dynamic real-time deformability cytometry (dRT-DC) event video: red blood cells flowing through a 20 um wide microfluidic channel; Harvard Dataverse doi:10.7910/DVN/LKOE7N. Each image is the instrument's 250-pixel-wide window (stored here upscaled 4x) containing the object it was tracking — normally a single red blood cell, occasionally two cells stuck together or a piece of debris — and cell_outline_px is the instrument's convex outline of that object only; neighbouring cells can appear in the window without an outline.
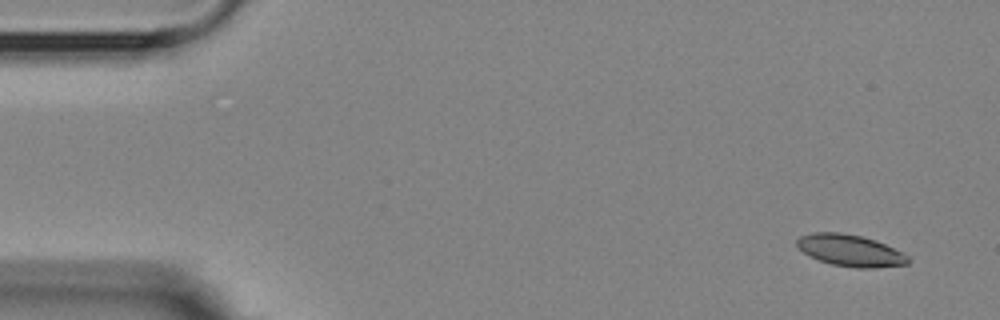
{"species": "Egyptian fruit bat (a non-hibernating species)", "species_latin": "Rousettus aegyptiacus", "temperature_condition": "room temperature", "stored_images_in_passage": 6, "camera_frame_rate_fps": 3000, "um_per_image_px": 0.085, "animal": {"sex": "female"}, "frame": {"image": 1, "passage_image": 1, "time_ms": 0.0, "image_size_px": [1000, 320], "cell_outline_px": [[912, 260], [908, 264], [872, 268], [856, 268], [832, 264], [820, 260], [804, 252], [796, 244], [796, 240], [800, 236], [812, 232], [840, 232], [860, 236], [876, 240], [904, 252]], "centroid_in_image_um": [72.32, 21.29], "position_along_channel_um": 12.7, "area_um2": 20.52}}
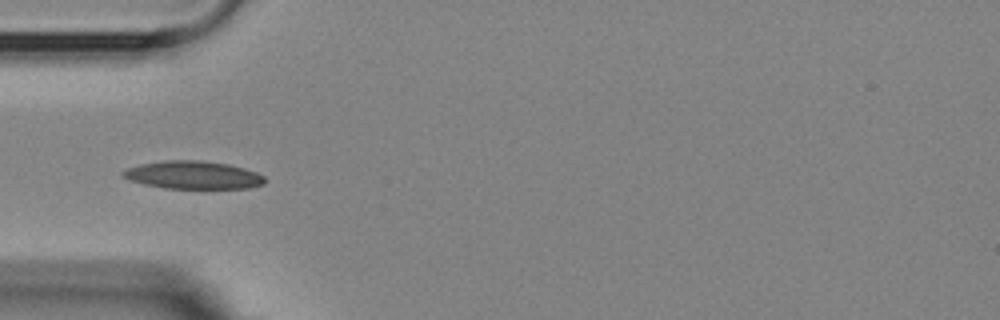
{"frame": {"image": 2, "passage_image": 5, "time_ms": 4.667, "image_size_px": [1000, 320], "cell_outline_px": [[264, 184], [248, 188], [164, 188], [144, 184], [128, 180], [120, 176], [120, 172], [128, 168], [140, 164], [164, 160], [200, 160], [228, 164], [244, 168], [256, 172], [264, 176]], "centroid_in_image_um": [16.37, 14.87], "position_along_channel_um": 68.6, "area_um2": 23.12}}
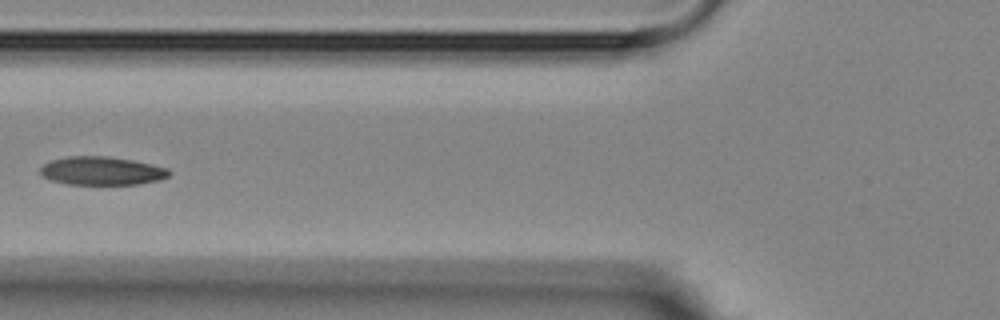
{"frame": {"image": 3, "passage_image": 6, "time_ms": 6.0, "image_size_px": [1000, 320], "cell_outline_px": [[172, 172], [168, 176], [160, 180], [140, 184], [68, 184], [52, 180], [44, 176], [40, 172], [40, 168], [44, 164], [52, 160], [68, 156], [108, 156], [132, 160], [168, 168]], "centroid_in_image_um": [8.68, 14.52], "position_along_channel_um": 117.1, "area_um2": 21.21}}